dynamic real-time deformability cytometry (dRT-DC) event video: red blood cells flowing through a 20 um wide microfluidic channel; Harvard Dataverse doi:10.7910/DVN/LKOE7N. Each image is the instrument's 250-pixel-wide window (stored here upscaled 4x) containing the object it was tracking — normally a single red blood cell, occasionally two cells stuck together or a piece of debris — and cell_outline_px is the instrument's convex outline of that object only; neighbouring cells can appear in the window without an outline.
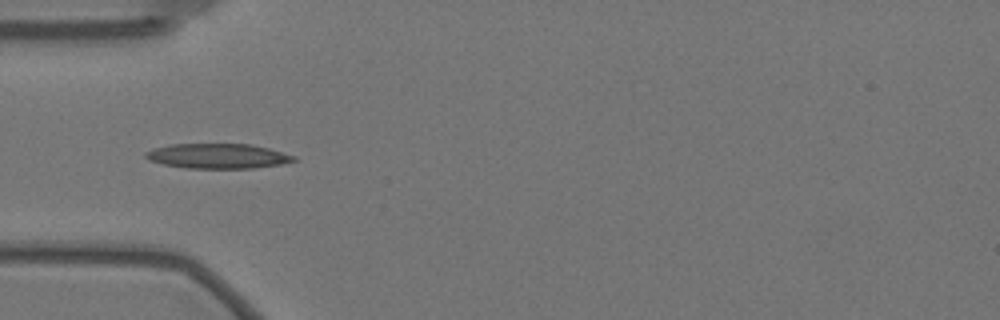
{"species": "Egyptian fruit bat (a non-hibernating species)", "species_latin": "Rousettus aegyptiacus", "temperature_condition": "warm", "stored_images_in_passage": 7, "camera_frame_rate_fps": 3000, "um_per_image_px": 0.085, "animal": {"sex": "female"}, "frame": {"image": 1, "passage_image": 1, "time_ms": 0.0, "image_size_px": [1000, 320], "cell_outline_px": [[296, 160], [280, 164], [252, 168], [188, 168], [164, 164], [148, 160], [144, 156], [144, 152], [156, 148], [172, 144], [248, 144], [268, 148], [296, 156]], "centroid_in_image_um": [18.5, 13.26], "position_along_channel_um": 66.5, "area_um2": 21.27}}
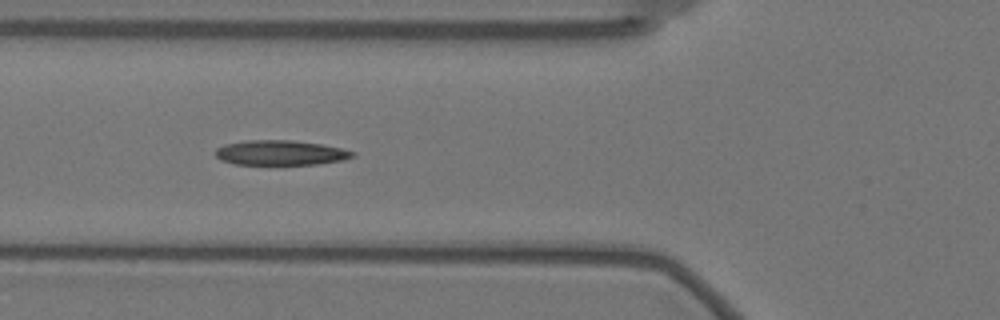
{"frame": {"image": 2, "passage_image": 4, "time_ms": 1.0, "image_size_px": [1000, 320], "cell_outline_px": [[356, 156], [344, 160], [316, 164], [232, 164], [220, 160], [212, 152], [216, 148], [224, 144], [248, 140], [292, 140], [320, 144], [340, 148], [356, 152]], "centroid_in_image_um": [23.81, 12.98], "position_along_channel_um": 102.0, "area_um2": 20.0}}
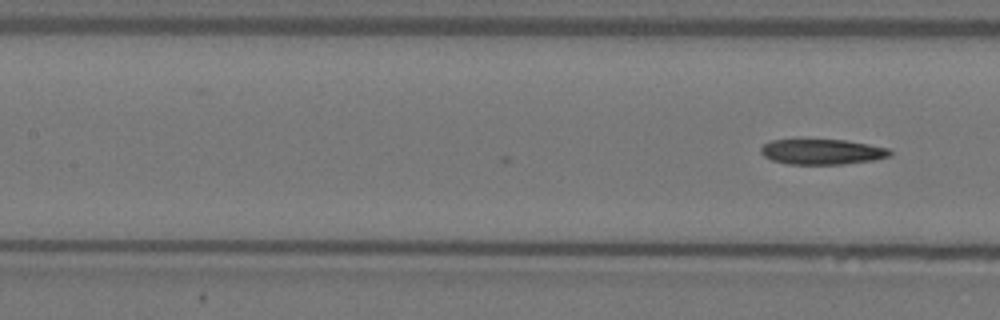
{"frame": {"image": 3, "passage_image": 7, "time_ms": 2.0, "image_size_px": [1000, 320], "cell_outline_px": [[892, 156], [872, 160], [844, 164], [788, 164], [772, 160], [764, 156], [760, 152], [760, 148], [764, 144], [772, 140], [800, 136], [844, 140], [868, 144], [888, 148], [892, 152]], "centroid_in_image_um": [69.81, 12.85], "position_along_channel_um": 137.6, "area_um2": 20.0}}